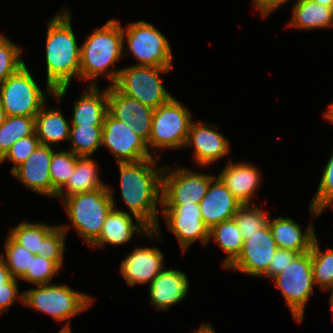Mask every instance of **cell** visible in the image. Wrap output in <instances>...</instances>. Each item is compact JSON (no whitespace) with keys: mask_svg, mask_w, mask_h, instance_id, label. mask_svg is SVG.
<instances>
[{"mask_svg":"<svg viewBox=\"0 0 333 333\" xmlns=\"http://www.w3.org/2000/svg\"><path fill=\"white\" fill-rule=\"evenodd\" d=\"M154 155L153 158L136 162H118L121 198L129 214L150 231L160 224L158 206H161L162 173L165 167L156 165L160 156L156 151Z\"/></svg>","mask_w":333,"mask_h":333,"instance_id":"1","label":"cell"},{"mask_svg":"<svg viewBox=\"0 0 333 333\" xmlns=\"http://www.w3.org/2000/svg\"><path fill=\"white\" fill-rule=\"evenodd\" d=\"M47 22L45 43L46 85L60 106L73 78L80 79L81 46L71 25V13L61 9Z\"/></svg>","mask_w":333,"mask_h":333,"instance_id":"2","label":"cell"},{"mask_svg":"<svg viewBox=\"0 0 333 333\" xmlns=\"http://www.w3.org/2000/svg\"><path fill=\"white\" fill-rule=\"evenodd\" d=\"M81 44L80 80L90 81L89 86H98V76L114 85L121 68L116 63L124 56L122 25L116 19L108 20L102 27L94 29ZM96 80V81H95Z\"/></svg>","mask_w":333,"mask_h":333,"instance_id":"3","label":"cell"},{"mask_svg":"<svg viewBox=\"0 0 333 333\" xmlns=\"http://www.w3.org/2000/svg\"><path fill=\"white\" fill-rule=\"evenodd\" d=\"M113 193V189L108 185L65 197L61 202L69 224L59 226L66 234L70 227H73L80 238L91 246L99 238L106 216L116 205Z\"/></svg>","mask_w":333,"mask_h":333,"instance_id":"4","label":"cell"},{"mask_svg":"<svg viewBox=\"0 0 333 333\" xmlns=\"http://www.w3.org/2000/svg\"><path fill=\"white\" fill-rule=\"evenodd\" d=\"M23 305L49 314L57 322H67L59 333H72L69 319L93 304L92 297L70 288L66 284L47 283L24 290Z\"/></svg>","mask_w":333,"mask_h":333,"instance_id":"5","label":"cell"},{"mask_svg":"<svg viewBox=\"0 0 333 333\" xmlns=\"http://www.w3.org/2000/svg\"><path fill=\"white\" fill-rule=\"evenodd\" d=\"M53 95L50 86L40 89L26 64L0 84V101L7 116L35 117Z\"/></svg>","mask_w":333,"mask_h":333,"instance_id":"6","label":"cell"},{"mask_svg":"<svg viewBox=\"0 0 333 333\" xmlns=\"http://www.w3.org/2000/svg\"><path fill=\"white\" fill-rule=\"evenodd\" d=\"M123 42L138 64L135 66L172 67L173 54L166 36L153 24L140 20L122 26Z\"/></svg>","mask_w":333,"mask_h":333,"instance_id":"7","label":"cell"},{"mask_svg":"<svg viewBox=\"0 0 333 333\" xmlns=\"http://www.w3.org/2000/svg\"><path fill=\"white\" fill-rule=\"evenodd\" d=\"M192 113L174 96L154 109L151 134L147 143L149 151L185 148L193 121Z\"/></svg>","mask_w":333,"mask_h":333,"instance_id":"8","label":"cell"},{"mask_svg":"<svg viewBox=\"0 0 333 333\" xmlns=\"http://www.w3.org/2000/svg\"><path fill=\"white\" fill-rule=\"evenodd\" d=\"M171 69L172 67L135 65L122 67L114 86L126 96L156 109L173 97L163 85L160 77V74H166Z\"/></svg>","mask_w":333,"mask_h":333,"instance_id":"9","label":"cell"},{"mask_svg":"<svg viewBox=\"0 0 333 333\" xmlns=\"http://www.w3.org/2000/svg\"><path fill=\"white\" fill-rule=\"evenodd\" d=\"M271 280L280 290L295 322L302 323L306 304L313 295L315 286L311 253L298 254L284 270Z\"/></svg>","mask_w":333,"mask_h":333,"instance_id":"10","label":"cell"},{"mask_svg":"<svg viewBox=\"0 0 333 333\" xmlns=\"http://www.w3.org/2000/svg\"><path fill=\"white\" fill-rule=\"evenodd\" d=\"M164 167L162 173L161 205H189L200 203L207 193L213 174L195 172L185 167Z\"/></svg>","mask_w":333,"mask_h":333,"instance_id":"11","label":"cell"},{"mask_svg":"<svg viewBox=\"0 0 333 333\" xmlns=\"http://www.w3.org/2000/svg\"><path fill=\"white\" fill-rule=\"evenodd\" d=\"M160 212L166 227L176 237L182 254L199 240L202 247L209 241V228L204 224L199 203L189 205H161Z\"/></svg>","mask_w":333,"mask_h":333,"instance_id":"12","label":"cell"},{"mask_svg":"<svg viewBox=\"0 0 333 333\" xmlns=\"http://www.w3.org/2000/svg\"><path fill=\"white\" fill-rule=\"evenodd\" d=\"M101 146L108 149L118 162H136L153 158L147 143L135 134L127 123L115 119L107 112L102 130Z\"/></svg>","mask_w":333,"mask_h":333,"instance_id":"13","label":"cell"},{"mask_svg":"<svg viewBox=\"0 0 333 333\" xmlns=\"http://www.w3.org/2000/svg\"><path fill=\"white\" fill-rule=\"evenodd\" d=\"M277 249L276 241L267 224L244 241L241 254L227 269L262 277L268 271L269 263Z\"/></svg>","mask_w":333,"mask_h":333,"instance_id":"14","label":"cell"},{"mask_svg":"<svg viewBox=\"0 0 333 333\" xmlns=\"http://www.w3.org/2000/svg\"><path fill=\"white\" fill-rule=\"evenodd\" d=\"M135 233L142 235L144 238L148 237L150 241L151 239L153 241V238L162 240L160 225H157L155 230L150 231L136 217L113 207L106 216L99 238L90 247L100 248L106 246L105 244L122 245L130 242Z\"/></svg>","mask_w":333,"mask_h":333,"instance_id":"15","label":"cell"},{"mask_svg":"<svg viewBox=\"0 0 333 333\" xmlns=\"http://www.w3.org/2000/svg\"><path fill=\"white\" fill-rule=\"evenodd\" d=\"M108 112L127 123L146 143L151 134L154 109L121 93L114 85L107 86Z\"/></svg>","mask_w":333,"mask_h":333,"instance_id":"16","label":"cell"},{"mask_svg":"<svg viewBox=\"0 0 333 333\" xmlns=\"http://www.w3.org/2000/svg\"><path fill=\"white\" fill-rule=\"evenodd\" d=\"M216 128L195 119L190 124L185 148L194 146L193 159L200 167L210 166L229 153V140Z\"/></svg>","mask_w":333,"mask_h":333,"instance_id":"17","label":"cell"},{"mask_svg":"<svg viewBox=\"0 0 333 333\" xmlns=\"http://www.w3.org/2000/svg\"><path fill=\"white\" fill-rule=\"evenodd\" d=\"M52 148L39 145L11 174L31 191L56 198L58 192L53 188L50 177V164L55 152Z\"/></svg>","mask_w":333,"mask_h":333,"instance_id":"18","label":"cell"},{"mask_svg":"<svg viewBox=\"0 0 333 333\" xmlns=\"http://www.w3.org/2000/svg\"><path fill=\"white\" fill-rule=\"evenodd\" d=\"M164 255L156 247H135L120 264V273L126 284L134 287L136 284L151 283L164 269Z\"/></svg>","mask_w":333,"mask_h":333,"instance_id":"19","label":"cell"},{"mask_svg":"<svg viewBox=\"0 0 333 333\" xmlns=\"http://www.w3.org/2000/svg\"><path fill=\"white\" fill-rule=\"evenodd\" d=\"M242 205L218 176L210 182L199 203L202 220L209 230L216 224L233 219Z\"/></svg>","mask_w":333,"mask_h":333,"instance_id":"20","label":"cell"},{"mask_svg":"<svg viewBox=\"0 0 333 333\" xmlns=\"http://www.w3.org/2000/svg\"><path fill=\"white\" fill-rule=\"evenodd\" d=\"M149 285L150 304L157 311H168L183 301L190 288L187 275L178 269H163Z\"/></svg>","mask_w":333,"mask_h":333,"instance_id":"21","label":"cell"},{"mask_svg":"<svg viewBox=\"0 0 333 333\" xmlns=\"http://www.w3.org/2000/svg\"><path fill=\"white\" fill-rule=\"evenodd\" d=\"M218 177L228 190L244 205L255 204L253 197L261 185V172L255 165L246 162L226 163Z\"/></svg>","mask_w":333,"mask_h":333,"instance_id":"22","label":"cell"},{"mask_svg":"<svg viewBox=\"0 0 333 333\" xmlns=\"http://www.w3.org/2000/svg\"><path fill=\"white\" fill-rule=\"evenodd\" d=\"M270 219L268 224L278 248L299 254L310 252L312 244L317 237L312 222L309 223L303 232L300 225L291 218L280 216Z\"/></svg>","mask_w":333,"mask_h":333,"instance_id":"23","label":"cell"},{"mask_svg":"<svg viewBox=\"0 0 333 333\" xmlns=\"http://www.w3.org/2000/svg\"><path fill=\"white\" fill-rule=\"evenodd\" d=\"M71 126H103L108 112L107 87L89 86L73 105Z\"/></svg>","mask_w":333,"mask_h":333,"instance_id":"24","label":"cell"},{"mask_svg":"<svg viewBox=\"0 0 333 333\" xmlns=\"http://www.w3.org/2000/svg\"><path fill=\"white\" fill-rule=\"evenodd\" d=\"M35 116V134L40 145L53 146L63 141H69L70 125L64 117L62 110L46 105Z\"/></svg>","mask_w":333,"mask_h":333,"instance_id":"25","label":"cell"},{"mask_svg":"<svg viewBox=\"0 0 333 333\" xmlns=\"http://www.w3.org/2000/svg\"><path fill=\"white\" fill-rule=\"evenodd\" d=\"M98 163L90 157H80L76 167L66 185L57 193L56 198L63 200L65 197L76 193L93 191L108 187L101 179ZM99 173V174H98Z\"/></svg>","mask_w":333,"mask_h":333,"instance_id":"26","label":"cell"},{"mask_svg":"<svg viewBox=\"0 0 333 333\" xmlns=\"http://www.w3.org/2000/svg\"><path fill=\"white\" fill-rule=\"evenodd\" d=\"M287 26L311 31L333 26V9L310 0H296Z\"/></svg>","mask_w":333,"mask_h":333,"instance_id":"27","label":"cell"},{"mask_svg":"<svg viewBox=\"0 0 333 333\" xmlns=\"http://www.w3.org/2000/svg\"><path fill=\"white\" fill-rule=\"evenodd\" d=\"M214 240L226 253L221 267L227 269L241 254L243 237L234 219L223 221L209 230V241Z\"/></svg>","mask_w":333,"mask_h":333,"instance_id":"28","label":"cell"},{"mask_svg":"<svg viewBox=\"0 0 333 333\" xmlns=\"http://www.w3.org/2000/svg\"><path fill=\"white\" fill-rule=\"evenodd\" d=\"M58 226L43 222H20L9 229V235L21 246L35 255L41 253L42 241Z\"/></svg>","mask_w":333,"mask_h":333,"instance_id":"29","label":"cell"},{"mask_svg":"<svg viewBox=\"0 0 333 333\" xmlns=\"http://www.w3.org/2000/svg\"><path fill=\"white\" fill-rule=\"evenodd\" d=\"M103 126H71L70 149L80 157H91L101 148Z\"/></svg>","mask_w":333,"mask_h":333,"instance_id":"30","label":"cell"},{"mask_svg":"<svg viewBox=\"0 0 333 333\" xmlns=\"http://www.w3.org/2000/svg\"><path fill=\"white\" fill-rule=\"evenodd\" d=\"M35 133V117L7 116L0 125V159L19 139Z\"/></svg>","mask_w":333,"mask_h":333,"instance_id":"31","label":"cell"},{"mask_svg":"<svg viewBox=\"0 0 333 333\" xmlns=\"http://www.w3.org/2000/svg\"><path fill=\"white\" fill-rule=\"evenodd\" d=\"M322 251L318 238L316 237L310 253L312 263V273L315 285H317L322 291H326L333 288V249Z\"/></svg>","mask_w":333,"mask_h":333,"instance_id":"32","label":"cell"},{"mask_svg":"<svg viewBox=\"0 0 333 333\" xmlns=\"http://www.w3.org/2000/svg\"><path fill=\"white\" fill-rule=\"evenodd\" d=\"M5 253L0 258L5 262L13 278L19 279L30 269L31 258L35 254L16 242L9 234L4 241Z\"/></svg>","mask_w":333,"mask_h":333,"instance_id":"33","label":"cell"},{"mask_svg":"<svg viewBox=\"0 0 333 333\" xmlns=\"http://www.w3.org/2000/svg\"><path fill=\"white\" fill-rule=\"evenodd\" d=\"M327 160L322 171V177L318 184L316 193L309 203V214L316 218L323 214L327 207H333V152Z\"/></svg>","mask_w":333,"mask_h":333,"instance_id":"34","label":"cell"},{"mask_svg":"<svg viewBox=\"0 0 333 333\" xmlns=\"http://www.w3.org/2000/svg\"><path fill=\"white\" fill-rule=\"evenodd\" d=\"M268 216V212L262 211L256 204H244L238 209L233 219L245 241L268 224Z\"/></svg>","mask_w":333,"mask_h":333,"instance_id":"35","label":"cell"},{"mask_svg":"<svg viewBox=\"0 0 333 333\" xmlns=\"http://www.w3.org/2000/svg\"><path fill=\"white\" fill-rule=\"evenodd\" d=\"M80 156L71 151L57 150L52 155L50 177L53 188L59 192L72 175Z\"/></svg>","mask_w":333,"mask_h":333,"instance_id":"36","label":"cell"},{"mask_svg":"<svg viewBox=\"0 0 333 333\" xmlns=\"http://www.w3.org/2000/svg\"><path fill=\"white\" fill-rule=\"evenodd\" d=\"M22 47L0 34V84L26 63L21 58Z\"/></svg>","mask_w":333,"mask_h":333,"instance_id":"37","label":"cell"},{"mask_svg":"<svg viewBox=\"0 0 333 333\" xmlns=\"http://www.w3.org/2000/svg\"><path fill=\"white\" fill-rule=\"evenodd\" d=\"M61 268L53 261L35 255L31 258L30 269H27L26 273L20 278L25 282L32 285H42L51 283L54 276L60 275Z\"/></svg>","mask_w":333,"mask_h":333,"instance_id":"38","label":"cell"},{"mask_svg":"<svg viewBox=\"0 0 333 333\" xmlns=\"http://www.w3.org/2000/svg\"><path fill=\"white\" fill-rule=\"evenodd\" d=\"M39 145L40 142L35 133L19 139L0 159V165L6 160L12 162L13 166L10 170V173H12L17 167H19L25 160L28 159L31 153H33Z\"/></svg>","mask_w":333,"mask_h":333,"instance_id":"39","label":"cell"},{"mask_svg":"<svg viewBox=\"0 0 333 333\" xmlns=\"http://www.w3.org/2000/svg\"><path fill=\"white\" fill-rule=\"evenodd\" d=\"M66 232L58 225L43 241L39 256L53 260L62 268L66 250Z\"/></svg>","mask_w":333,"mask_h":333,"instance_id":"40","label":"cell"},{"mask_svg":"<svg viewBox=\"0 0 333 333\" xmlns=\"http://www.w3.org/2000/svg\"><path fill=\"white\" fill-rule=\"evenodd\" d=\"M18 280L12 277L7 283L0 286V314L8 311L15 301H20L23 305L24 293L19 292Z\"/></svg>","mask_w":333,"mask_h":333,"instance_id":"41","label":"cell"},{"mask_svg":"<svg viewBox=\"0 0 333 333\" xmlns=\"http://www.w3.org/2000/svg\"><path fill=\"white\" fill-rule=\"evenodd\" d=\"M299 253L278 248L268 266V271L262 276L272 279L284 270Z\"/></svg>","mask_w":333,"mask_h":333,"instance_id":"42","label":"cell"},{"mask_svg":"<svg viewBox=\"0 0 333 333\" xmlns=\"http://www.w3.org/2000/svg\"><path fill=\"white\" fill-rule=\"evenodd\" d=\"M289 1L291 0H252V4L254 9H256L264 19Z\"/></svg>","mask_w":333,"mask_h":333,"instance_id":"43","label":"cell"},{"mask_svg":"<svg viewBox=\"0 0 333 333\" xmlns=\"http://www.w3.org/2000/svg\"><path fill=\"white\" fill-rule=\"evenodd\" d=\"M12 278V275L7 268L5 262L0 258V286L7 283Z\"/></svg>","mask_w":333,"mask_h":333,"instance_id":"44","label":"cell"},{"mask_svg":"<svg viewBox=\"0 0 333 333\" xmlns=\"http://www.w3.org/2000/svg\"><path fill=\"white\" fill-rule=\"evenodd\" d=\"M192 333H216L214 328H212V326L210 324H202L199 326L198 329H196L195 331H193Z\"/></svg>","mask_w":333,"mask_h":333,"instance_id":"45","label":"cell"},{"mask_svg":"<svg viewBox=\"0 0 333 333\" xmlns=\"http://www.w3.org/2000/svg\"><path fill=\"white\" fill-rule=\"evenodd\" d=\"M323 116L333 124V102L328 105L326 110L323 112Z\"/></svg>","mask_w":333,"mask_h":333,"instance_id":"46","label":"cell"},{"mask_svg":"<svg viewBox=\"0 0 333 333\" xmlns=\"http://www.w3.org/2000/svg\"><path fill=\"white\" fill-rule=\"evenodd\" d=\"M310 1L333 9V0H310Z\"/></svg>","mask_w":333,"mask_h":333,"instance_id":"47","label":"cell"},{"mask_svg":"<svg viewBox=\"0 0 333 333\" xmlns=\"http://www.w3.org/2000/svg\"><path fill=\"white\" fill-rule=\"evenodd\" d=\"M7 115L6 112L4 110V108L2 107L1 101H0V125H2L5 122Z\"/></svg>","mask_w":333,"mask_h":333,"instance_id":"48","label":"cell"},{"mask_svg":"<svg viewBox=\"0 0 333 333\" xmlns=\"http://www.w3.org/2000/svg\"><path fill=\"white\" fill-rule=\"evenodd\" d=\"M327 291H330V296H329V305H330V308H331V312H332V318H333V288L327 290Z\"/></svg>","mask_w":333,"mask_h":333,"instance_id":"49","label":"cell"}]
</instances>
